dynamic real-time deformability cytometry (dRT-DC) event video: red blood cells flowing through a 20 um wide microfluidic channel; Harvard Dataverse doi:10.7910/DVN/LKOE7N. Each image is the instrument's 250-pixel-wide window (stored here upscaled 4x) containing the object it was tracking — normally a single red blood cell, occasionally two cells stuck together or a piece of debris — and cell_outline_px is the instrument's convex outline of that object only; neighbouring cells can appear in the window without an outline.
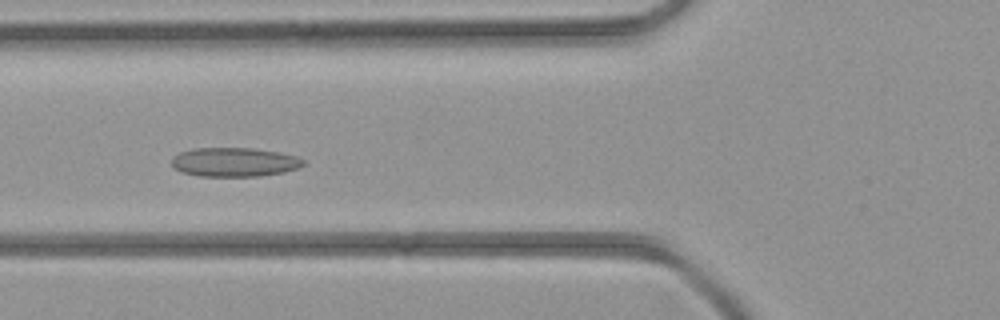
{"species": "common noctule bat (a hibernating species)", "species_latin": "Nyctalus noctula", "temperature_condition": "room temperature", "stored_images_in_passage": 3, "camera_frame_rate_fps": 3000, "um_per_image_px": 0.085, "animal": {"sex": "female", "body_mass_g": 21.9}, "frame": {"image": 1, "passage_image": 3, "time_ms": 2.333, "image_size_px": [1000, 320], "cell_outline_px": [[304, 164], [300, 168], [284, 172], [260, 176], [200, 176], [180, 172], [172, 168], [172, 156], [180, 152], [192, 148], [252, 148], [276, 152], [296, 156], [304, 160]], "centroid_in_image_um": [19.88, 13.78], "position_along_channel_um": 105.9, "area_um2": 22.43}}